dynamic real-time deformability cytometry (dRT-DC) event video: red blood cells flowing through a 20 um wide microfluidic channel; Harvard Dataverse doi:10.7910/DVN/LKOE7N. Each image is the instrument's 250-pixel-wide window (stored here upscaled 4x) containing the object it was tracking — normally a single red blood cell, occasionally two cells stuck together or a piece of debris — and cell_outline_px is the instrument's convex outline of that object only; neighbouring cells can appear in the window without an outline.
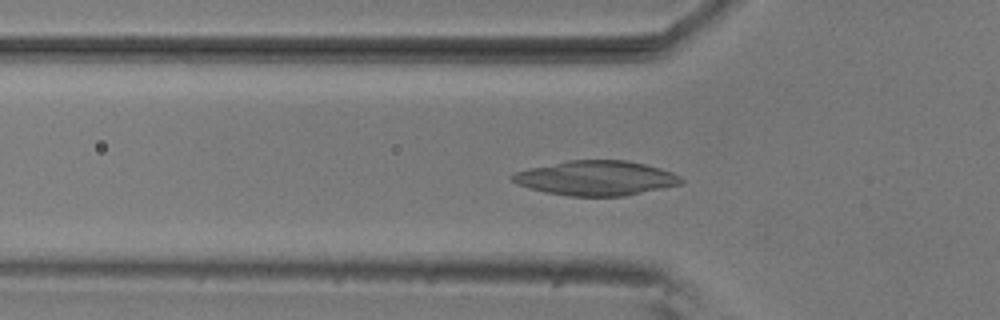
{"species": "common noctule bat (a hibernating species)", "species_latin": "Nyctalus noctula", "temperature_condition": "room temperature", "stored_images_in_passage": 55, "camera_frame_rate_fps": 3000, "um_per_image_px": 0.085, "animal": {"sex": "male", "body_mass_g": 20.5, "forearm_length_mm": 52.5}, "frame": {"image": 1, "passage_image": 18, "time_ms": 5.667, "image_size_px": [1000, 320], "cell_outline_px": [[684, 184], [624, 196], [568, 196], [548, 192], [532, 188], [520, 184], [512, 180], [508, 176], [516, 172], [532, 168], [568, 160], [624, 160], [644, 164], [660, 168], [672, 172], [680, 176], [684, 180]], "centroid_in_image_um": [50.73, 15.14], "position_along_channel_um": 75.1, "area_um2": 33.81}}
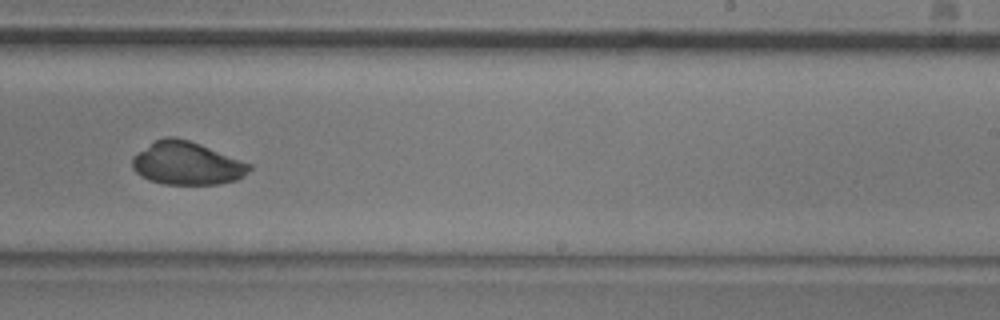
{"frame": {"image": 2, "passage_image": 34, "time_ms": 11.0, "image_size_px": [1000, 320], "cell_outline_px": [[252, 168], [244, 176], [236, 180], [216, 184], [164, 184], [148, 180], [140, 176], [132, 168], [132, 156], [156, 140], [164, 136], [172, 136], [188, 140], [200, 144], [252, 164]], "centroid_in_image_um": [15.87, 13.89], "position_along_channel_um": 273.1, "area_um2": 29.3}}
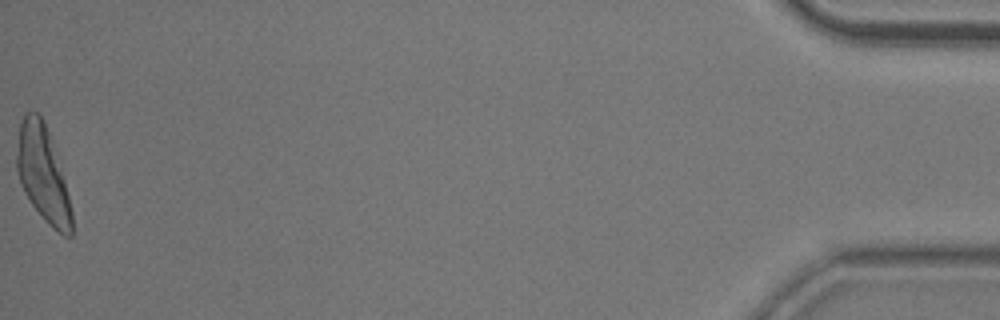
{"frame": {"image": 3, "passage_image": 55, "time_ms": 18.0, "image_size_px": [1000, 320], "cell_outline_px": [[72, 236], [64, 236], [52, 228], [48, 224], [32, 204], [24, 192], [20, 184], [16, 168], [16, 156], [20, 124], [24, 112], [36, 112], [44, 120], [52, 140], [64, 180], [72, 212]], "centroid_in_image_um": [3.63, 14.78], "position_along_channel_um": 431.6, "area_um2": 30.4}}